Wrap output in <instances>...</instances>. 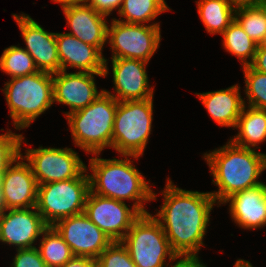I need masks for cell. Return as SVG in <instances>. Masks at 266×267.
I'll return each instance as SVG.
<instances>
[{"label": "cell", "instance_id": "484cf974", "mask_svg": "<svg viewBox=\"0 0 266 267\" xmlns=\"http://www.w3.org/2000/svg\"><path fill=\"white\" fill-rule=\"evenodd\" d=\"M41 238L37 248L47 267H62L74 257L69 245L53 226H48Z\"/></svg>", "mask_w": 266, "mask_h": 267}, {"label": "cell", "instance_id": "d4e9b609", "mask_svg": "<svg viewBox=\"0 0 266 267\" xmlns=\"http://www.w3.org/2000/svg\"><path fill=\"white\" fill-rule=\"evenodd\" d=\"M221 35L225 50L241 60L242 67L249 66L258 44L245 33L241 25L234 19Z\"/></svg>", "mask_w": 266, "mask_h": 267}, {"label": "cell", "instance_id": "3957f363", "mask_svg": "<svg viewBox=\"0 0 266 267\" xmlns=\"http://www.w3.org/2000/svg\"><path fill=\"white\" fill-rule=\"evenodd\" d=\"M89 160L92 174L90 178V190L100 196L113 198L115 200L134 201L132 205L141 214L149 213L144 203L157 200V194L149 186L143 174L135 168L132 157L138 160L139 156L121 155L122 159H103L100 153Z\"/></svg>", "mask_w": 266, "mask_h": 267}, {"label": "cell", "instance_id": "ffe728a7", "mask_svg": "<svg viewBox=\"0 0 266 267\" xmlns=\"http://www.w3.org/2000/svg\"><path fill=\"white\" fill-rule=\"evenodd\" d=\"M229 202L231 219L241 229H258L266 226V184L234 193L224 201Z\"/></svg>", "mask_w": 266, "mask_h": 267}, {"label": "cell", "instance_id": "ac0fdd59", "mask_svg": "<svg viewBox=\"0 0 266 267\" xmlns=\"http://www.w3.org/2000/svg\"><path fill=\"white\" fill-rule=\"evenodd\" d=\"M60 70L77 68L79 72L109 74L108 60L92 45L68 33H56Z\"/></svg>", "mask_w": 266, "mask_h": 267}, {"label": "cell", "instance_id": "f546056e", "mask_svg": "<svg viewBox=\"0 0 266 267\" xmlns=\"http://www.w3.org/2000/svg\"><path fill=\"white\" fill-rule=\"evenodd\" d=\"M96 267H137L126 246L113 241L96 259Z\"/></svg>", "mask_w": 266, "mask_h": 267}, {"label": "cell", "instance_id": "60d3db41", "mask_svg": "<svg viewBox=\"0 0 266 267\" xmlns=\"http://www.w3.org/2000/svg\"><path fill=\"white\" fill-rule=\"evenodd\" d=\"M259 7L261 8V10L264 12L266 16V0H261V2L259 3Z\"/></svg>", "mask_w": 266, "mask_h": 267}, {"label": "cell", "instance_id": "1f68e13d", "mask_svg": "<svg viewBox=\"0 0 266 267\" xmlns=\"http://www.w3.org/2000/svg\"><path fill=\"white\" fill-rule=\"evenodd\" d=\"M11 267H47L37 247L17 249Z\"/></svg>", "mask_w": 266, "mask_h": 267}, {"label": "cell", "instance_id": "30bf717a", "mask_svg": "<svg viewBox=\"0 0 266 267\" xmlns=\"http://www.w3.org/2000/svg\"><path fill=\"white\" fill-rule=\"evenodd\" d=\"M21 155L30 164L38 185L77 178L87 168L78 153L67 147L28 148Z\"/></svg>", "mask_w": 266, "mask_h": 267}, {"label": "cell", "instance_id": "d6a6232c", "mask_svg": "<svg viewBox=\"0 0 266 267\" xmlns=\"http://www.w3.org/2000/svg\"><path fill=\"white\" fill-rule=\"evenodd\" d=\"M122 3L123 0H88L86 4L91 6L97 13L109 17L115 9H118L119 12Z\"/></svg>", "mask_w": 266, "mask_h": 267}, {"label": "cell", "instance_id": "cb8c5ba5", "mask_svg": "<svg viewBox=\"0 0 266 267\" xmlns=\"http://www.w3.org/2000/svg\"><path fill=\"white\" fill-rule=\"evenodd\" d=\"M170 10L165 0H123L118 12V21L129 24H144Z\"/></svg>", "mask_w": 266, "mask_h": 267}, {"label": "cell", "instance_id": "8d00e7d4", "mask_svg": "<svg viewBox=\"0 0 266 267\" xmlns=\"http://www.w3.org/2000/svg\"><path fill=\"white\" fill-rule=\"evenodd\" d=\"M229 3L235 8H243V7H256L259 6L261 0H228Z\"/></svg>", "mask_w": 266, "mask_h": 267}, {"label": "cell", "instance_id": "9a60e30c", "mask_svg": "<svg viewBox=\"0 0 266 267\" xmlns=\"http://www.w3.org/2000/svg\"><path fill=\"white\" fill-rule=\"evenodd\" d=\"M13 19L25 41L24 49L32 56L38 70L52 74L59 72L56 33L44 30L37 21L23 12L20 15L13 14Z\"/></svg>", "mask_w": 266, "mask_h": 267}, {"label": "cell", "instance_id": "4fadbf2b", "mask_svg": "<svg viewBox=\"0 0 266 267\" xmlns=\"http://www.w3.org/2000/svg\"><path fill=\"white\" fill-rule=\"evenodd\" d=\"M47 227L36 206L4 210L0 217V241L16 250L34 248V242Z\"/></svg>", "mask_w": 266, "mask_h": 267}, {"label": "cell", "instance_id": "ab89813d", "mask_svg": "<svg viewBox=\"0 0 266 267\" xmlns=\"http://www.w3.org/2000/svg\"><path fill=\"white\" fill-rule=\"evenodd\" d=\"M0 210L2 212L5 210L4 199H3V194L1 190H0Z\"/></svg>", "mask_w": 266, "mask_h": 267}, {"label": "cell", "instance_id": "52a82bcc", "mask_svg": "<svg viewBox=\"0 0 266 267\" xmlns=\"http://www.w3.org/2000/svg\"><path fill=\"white\" fill-rule=\"evenodd\" d=\"M87 170L77 178L38 185L36 208L48 226L84 212L90 192Z\"/></svg>", "mask_w": 266, "mask_h": 267}, {"label": "cell", "instance_id": "e575fe53", "mask_svg": "<svg viewBox=\"0 0 266 267\" xmlns=\"http://www.w3.org/2000/svg\"><path fill=\"white\" fill-rule=\"evenodd\" d=\"M176 260L174 265L170 264L168 267H207L199 257L177 256Z\"/></svg>", "mask_w": 266, "mask_h": 267}, {"label": "cell", "instance_id": "8fae6325", "mask_svg": "<svg viewBox=\"0 0 266 267\" xmlns=\"http://www.w3.org/2000/svg\"><path fill=\"white\" fill-rule=\"evenodd\" d=\"M84 213L112 241H121L141 213L124 201L100 196L91 190L88 194Z\"/></svg>", "mask_w": 266, "mask_h": 267}, {"label": "cell", "instance_id": "7402d4cb", "mask_svg": "<svg viewBox=\"0 0 266 267\" xmlns=\"http://www.w3.org/2000/svg\"><path fill=\"white\" fill-rule=\"evenodd\" d=\"M234 129L239 131L229 139L232 143L248 149H261L258 144L266 141V110L244 105Z\"/></svg>", "mask_w": 266, "mask_h": 267}, {"label": "cell", "instance_id": "2e32d148", "mask_svg": "<svg viewBox=\"0 0 266 267\" xmlns=\"http://www.w3.org/2000/svg\"><path fill=\"white\" fill-rule=\"evenodd\" d=\"M114 94L117 101H135L153 98L154 88L146 72L147 62L130 58H111Z\"/></svg>", "mask_w": 266, "mask_h": 267}, {"label": "cell", "instance_id": "5bb4252c", "mask_svg": "<svg viewBox=\"0 0 266 267\" xmlns=\"http://www.w3.org/2000/svg\"><path fill=\"white\" fill-rule=\"evenodd\" d=\"M95 75L105 77L104 73L71 72L60 70L53 73V102L65 104L70 107L68 114L76 112L90 105L104 89L98 92Z\"/></svg>", "mask_w": 266, "mask_h": 267}, {"label": "cell", "instance_id": "7a4b0ae2", "mask_svg": "<svg viewBox=\"0 0 266 267\" xmlns=\"http://www.w3.org/2000/svg\"><path fill=\"white\" fill-rule=\"evenodd\" d=\"M218 191L210 192L218 206L239 191L262 184L259 179L266 170V154L240 147L230 140L226 145L203 154Z\"/></svg>", "mask_w": 266, "mask_h": 267}, {"label": "cell", "instance_id": "9c48e42d", "mask_svg": "<svg viewBox=\"0 0 266 267\" xmlns=\"http://www.w3.org/2000/svg\"><path fill=\"white\" fill-rule=\"evenodd\" d=\"M161 30L159 22L149 25L129 24L112 18L108 25L107 43L112 58H130L149 62L159 48Z\"/></svg>", "mask_w": 266, "mask_h": 267}, {"label": "cell", "instance_id": "83f0119b", "mask_svg": "<svg viewBox=\"0 0 266 267\" xmlns=\"http://www.w3.org/2000/svg\"><path fill=\"white\" fill-rule=\"evenodd\" d=\"M234 19L254 42L266 43V16L259 6L235 9Z\"/></svg>", "mask_w": 266, "mask_h": 267}, {"label": "cell", "instance_id": "8992f818", "mask_svg": "<svg viewBox=\"0 0 266 267\" xmlns=\"http://www.w3.org/2000/svg\"><path fill=\"white\" fill-rule=\"evenodd\" d=\"M153 100L118 101L112 132L118 154L142 157L152 131Z\"/></svg>", "mask_w": 266, "mask_h": 267}, {"label": "cell", "instance_id": "44dd1931", "mask_svg": "<svg viewBox=\"0 0 266 267\" xmlns=\"http://www.w3.org/2000/svg\"><path fill=\"white\" fill-rule=\"evenodd\" d=\"M195 94L202 101L212 120L220 126L235 128L245 102L238 84L226 89Z\"/></svg>", "mask_w": 266, "mask_h": 267}, {"label": "cell", "instance_id": "7c38bea8", "mask_svg": "<svg viewBox=\"0 0 266 267\" xmlns=\"http://www.w3.org/2000/svg\"><path fill=\"white\" fill-rule=\"evenodd\" d=\"M53 227L69 245L74 256L96 260L113 242L84 212L61 219Z\"/></svg>", "mask_w": 266, "mask_h": 267}, {"label": "cell", "instance_id": "d590c367", "mask_svg": "<svg viewBox=\"0 0 266 267\" xmlns=\"http://www.w3.org/2000/svg\"><path fill=\"white\" fill-rule=\"evenodd\" d=\"M62 267H96V260L90 257L74 256Z\"/></svg>", "mask_w": 266, "mask_h": 267}, {"label": "cell", "instance_id": "b9f144b4", "mask_svg": "<svg viewBox=\"0 0 266 267\" xmlns=\"http://www.w3.org/2000/svg\"><path fill=\"white\" fill-rule=\"evenodd\" d=\"M1 177H2V175H0V183H1ZM0 190H1V184H0Z\"/></svg>", "mask_w": 266, "mask_h": 267}, {"label": "cell", "instance_id": "d6986e66", "mask_svg": "<svg viewBox=\"0 0 266 267\" xmlns=\"http://www.w3.org/2000/svg\"><path fill=\"white\" fill-rule=\"evenodd\" d=\"M62 11L71 29L68 34L95 46L102 53L108 35L107 17L87 4L67 5Z\"/></svg>", "mask_w": 266, "mask_h": 267}, {"label": "cell", "instance_id": "4dcf8cb0", "mask_svg": "<svg viewBox=\"0 0 266 267\" xmlns=\"http://www.w3.org/2000/svg\"><path fill=\"white\" fill-rule=\"evenodd\" d=\"M24 137L22 134L6 130L0 134V175H3L7 167L21 155V146Z\"/></svg>", "mask_w": 266, "mask_h": 267}, {"label": "cell", "instance_id": "5b68a950", "mask_svg": "<svg viewBox=\"0 0 266 267\" xmlns=\"http://www.w3.org/2000/svg\"><path fill=\"white\" fill-rule=\"evenodd\" d=\"M118 101L103 91L90 105L68 114L74 144L87 154L112 148V132Z\"/></svg>", "mask_w": 266, "mask_h": 267}, {"label": "cell", "instance_id": "836d02e7", "mask_svg": "<svg viewBox=\"0 0 266 267\" xmlns=\"http://www.w3.org/2000/svg\"><path fill=\"white\" fill-rule=\"evenodd\" d=\"M250 66L261 73L266 74V43L259 44Z\"/></svg>", "mask_w": 266, "mask_h": 267}, {"label": "cell", "instance_id": "f1b7e54d", "mask_svg": "<svg viewBox=\"0 0 266 267\" xmlns=\"http://www.w3.org/2000/svg\"><path fill=\"white\" fill-rule=\"evenodd\" d=\"M242 69L245 77L246 101L248 100V104L244 102V105L266 110V74L254 70L250 65Z\"/></svg>", "mask_w": 266, "mask_h": 267}, {"label": "cell", "instance_id": "e0dca14e", "mask_svg": "<svg viewBox=\"0 0 266 267\" xmlns=\"http://www.w3.org/2000/svg\"><path fill=\"white\" fill-rule=\"evenodd\" d=\"M18 156L1 177L5 210L32 208L37 204L38 184L29 163Z\"/></svg>", "mask_w": 266, "mask_h": 267}, {"label": "cell", "instance_id": "ba28073f", "mask_svg": "<svg viewBox=\"0 0 266 267\" xmlns=\"http://www.w3.org/2000/svg\"><path fill=\"white\" fill-rule=\"evenodd\" d=\"M137 267H168L176 261L166 234L151 213L141 214L121 240Z\"/></svg>", "mask_w": 266, "mask_h": 267}, {"label": "cell", "instance_id": "603a6c76", "mask_svg": "<svg viewBox=\"0 0 266 267\" xmlns=\"http://www.w3.org/2000/svg\"><path fill=\"white\" fill-rule=\"evenodd\" d=\"M197 10L209 34H222L234 20L235 8L228 0H198Z\"/></svg>", "mask_w": 266, "mask_h": 267}, {"label": "cell", "instance_id": "f35d334b", "mask_svg": "<svg viewBox=\"0 0 266 267\" xmlns=\"http://www.w3.org/2000/svg\"><path fill=\"white\" fill-rule=\"evenodd\" d=\"M234 267H253L252 263L244 259H238L234 263Z\"/></svg>", "mask_w": 266, "mask_h": 267}, {"label": "cell", "instance_id": "4316f807", "mask_svg": "<svg viewBox=\"0 0 266 267\" xmlns=\"http://www.w3.org/2000/svg\"><path fill=\"white\" fill-rule=\"evenodd\" d=\"M0 69L11 78L38 72L32 56L22 47L11 45L0 57Z\"/></svg>", "mask_w": 266, "mask_h": 267}, {"label": "cell", "instance_id": "74e56055", "mask_svg": "<svg viewBox=\"0 0 266 267\" xmlns=\"http://www.w3.org/2000/svg\"><path fill=\"white\" fill-rule=\"evenodd\" d=\"M55 3H59L61 7L67 5H77V4H86L88 0H51Z\"/></svg>", "mask_w": 266, "mask_h": 267}, {"label": "cell", "instance_id": "6da1fadb", "mask_svg": "<svg viewBox=\"0 0 266 267\" xmlns=\"http://www.w3.org/2000/svg\"><path fill=\"white\" fill-rule=\"evenodd\" d=\"M163 205L153 217L160 223L177 256L198 257L210 224V212L217 202L210 192L176 187L170 178L164 190Z\"/></svg>", "mask_w": 266, "mask_h": 267}, {"label": "cell", "instance_id": "277c9868", "mask_svg": "<svg viewBox=\"0 0 266 267\" xmlns=\"http://www.w3.org/2000/svg\"><path fill=\"white\" fill-rule=\"evenodd\" d=\"M2 91L17 130L28 128L54 103L52 73L44 71L11 78Z\"/></svg>", "mask_w": 266, "mask_h": 267}]
</instances>
